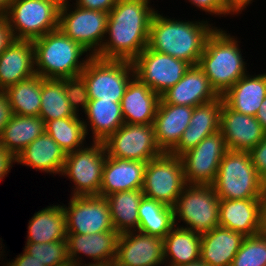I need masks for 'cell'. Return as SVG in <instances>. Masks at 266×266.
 Wrapping results in <instances>:
<instances>
[{"label": "cell", "mask_w": 266, "mask_h": 266, "mask_svg": "<svg viewBox=\"0 0 266 266\" xmlns=\"http://www.w3.org/2000/svg\"><path fill=\"white\" fill-rule=\"evenodd\" d=\"M152 2L118 0L109 12L106 36L95 57L132 62L148 46L150 23L157 11Z\"/></svg>", "instance_id": "1"}, {"label": "cell", "mask_w": 266, "mask_h": 266, "mask_svg": "<svg viewBox=\"0 0 266 266\" xmlns=\"http://www.w3.org/2000/svg\"><path fill=\"white\" fill-rule=\"evenodd\" d=\"M161 11L154 13L149 30L148 47L156 52L198 65L208 36L216 28L210 19L181 20ZM164 14V16H163Z\"/></svg>", "instance_id": "2"}, {"label": "cell", "mask_w": 266, "mask_h": 266, "mask_svg": "<svg viewBox=\"0 0 266 266\" xmlns=\"http://www.w3.org/2000/svg\"><path fill=\"white\" fill-rule=\"evenodd\" d=\"M227 32V29L220 26L214 29L206 40L198 63L219 96L249 73L248 63L245 62V56H242L241 40Z\"/></svg>", "instance_id": "3"}, {"label": "cell", "mask_w": 266, "mask_h": 266, "mask_svg": "<svg viewBox=\"0 0 266 266\" xmlns=\"http://www.w3.org/2000/svg\"><path fill=\"white\" fill-rule=\"evenodd\" d=\"M33 46L35 74L42 78L78 76L92 58L89 51L66 36L60 28L33 40Z\"/></svg>", "instance_id": "4"}, {"label": "cell", "mask_w": 266, "mask_h": 266, "mask_svg": "<svg viewBox=\"0 0 266 266\" xmlns=\"http://www.w3.org/2000/svg\"><path fill=\"white\" fill-rule=\"evenodd\" d=\"M212 186L219 199H266V182L252 164L249 152L228 150Z\"/></svg>", "instance_id": "5"}, {"label": "cell", "mask_w": 266, "mask_h": 266, "mask_svg": "<svg viewBox=\"0 0 266 266\" xmlns=\"http://www.w3.org/2000/svg\"><path fill=\"white\" fill-rule=\"evenodd\" d=\"M219 200L212 185L187 184L173 206L175 225L198 235L208 233L219 226Z\"/></svg>", "instance_id": "6"}, {"label": "cell", "mask_w": 266, "mask_h": 266, "mask_svg": "<svg viewBox=\"0 0 266 266\" xmlns=\"http://www.w3.org/2000/svg\"><path fill=\"white\" fill-rule=\"evenodd\" d=\"M106 158L103 142L95 141L67 154L60 176L70 179L73 184L71 197L99 196Z\"/></svg>", "instance_id": "7"}, {"label": "cell", "mask_w": 266, "mask_h": 266, "mask_svg": "<svg viewBox=\"0 0 266 266\" xmlns=\"http://www.w3.org/2000/svg\"><path fill=\"white\" fill-rule=\"evenodd\" d=\"M59 11L53 0H14L4 16L14 39L33 41L59 28Z\"/></svg>", "instance_id": "8"}, {"label": "cell", "mask_w": 266, "mask_h": 266, "mask_svg": "<svg viewBox=\"0 0 266 266\" xmlns=\"http://www.w3.org/2000/svg\"><path fill=\"white\" fill-rule=\"evenodd\" d=\"M80 75L86 83L89 99L121 103L135 70L128 60H105L92 56Z\"/></svg>", "instance_id": "9"}, {"label": "cell", "mask_w": 266, "mask_h": 266, "mask_svg": "<svg viewBox=\"0 0 266 266\" xmlns=\"http://www.w3.org/2000/svg\"><path fill=\"white\" fill-rule=\"evenodd\" d=\"M108 17L109 13L84 9L72 1L60 6L59 28L95 56L104 42Z\"/></svg>", "instance_id": "10"}, {"label": "cell", "mask_w": 266, "mask_h": 266, "mask_svg": "<svg viewBox=\"0 0 266 266\" xmlns=\"http://www.w3.org/2000/svg\"><path fill=\"white\" fill-rule=\"evenodd\" d=\"M186 185L180 157L163 153L146 163L142 188L144 197L173 207Z\"/></svg>", "instance_id": "11"}, {"label": "cell", "mask_w": 266, "mask_h": 266, "mask_svg": "<svg viewBox=\"0 0 266 266\" xmlns=\"http://www.w3.org/2000/svg\"><path fill=\"white\" fill-rule=\"evenodd\" d=\"M107 156L148 162L163 154L155 140L154 126L124 123L104 142Z\"/></svg>", "instance_id": "12"}, {"label": "cell", "mask_w": 266, "mask_h": 266, "mask_svg": "<svg viewBox=\"0 0 266 266\" xmlns=\"http://www.w3.org/2000/svg\"><path fill=\"white\" fill-rule=\"evenodd\" d=\"M132 63L135 76L159 96L173 87L191 66L183 60L156 52L148 46Z\"/></svg>", "instance_id": "13"}, {"label": "cell", "mask_w": 266, "mask_h": 266, "mask_svg": "<svg viewBox=\"0 0 266 266\" xmlns=\"http://www.w3.org/2000/svg\"><path fill=\"white\" fill-rule=\"evenodd\" d=\"M228 151L221 131L205 137L197 146L180 156L188 185H212L222 158Z\"/></svg>", "instance_id": "14"}, {"label": "cell", "mask_w": 266, "mask_h": 266, "mask_svg": "<svg viewBox=\"0 0 266 266\" xmlns=\"http://www.w3.org/2000/svg\"><path fill=\"white\" fill-rule=\"evenodd\" d=\"M68 205L62 203L66 215L67 234H94L115 231L109 204L101 196L71 197Z\"/></svg>", "instance_id": "15"}, {"label": "cell", "mask_w": 266, "mask_h": 266, "mask_svg": "<svg viewBox=\"0 0 266 266\" xmlns=\"http://www.w3.org/2000/svg\"><path fill=\"white\" fill-rule=\"evenodd\" d=\"M266 199H220L219 226L243 236L257 235L265 230Z\"/></svg>", "instance_id": "16"}, {"label": "cell", "mask_w": 266, "mask_h": 266, "mask_svg": "<svg viewBox=\"0 0 266 266\" xmlns=\"http://www.w3.org/2000/svg\"><path fill=\"white\" fill-rule=\"evenodd\" d=\"M119 235L117 231L99 232L93 235L67 234L68 258L71 266L86 264L88 259L91 262L87 264H114Z\"/></svg>", "instance_id": "17"}, {"label": "cell", "mask_w": 266, "mask_h": 266, "mask_svg": "<svg viewBox=\"0 0 266 266\" xmlns=\"http://www.w3.org/2000/svg\"><path fill=\"white\" fill-rule=\"evenodd\" d=\"M114 264L116 266H165L163 238L140 231L121 233Z\"/></svg>", "instance_id": "18"}, {"label": "cell", "mask_w": 266, "mask_h": 266, "mask_svg": "<svg viewBox=\"0 0 266 266\" xmlns=\"http://www.w3.org/2000/svg\"><path fill=\"white\" fill-rule=\"evenodd\" d=\"M220 131L228 150L242 152L251 151L266 134L254 116L239 113L224 101L220 114Z\"/></svg>", "instance_id": "19"}, {"label": "cell", "mask_w": 266, "mask_h": 266, "mask_svg": "<svg viewBox=\"0 0 266 266\" xmlns=\"http://www.w3.org/2000/svg\"><path fill=\"white\" fill-rule=\"evenodd\" d=\"M222 96L194 107L189 126L184 130L178 144L169 152L180 157L197 146L205 137L220 130Z\"/></svg>", "instance_id": "20"}, {"label": "cell", "mask_w": 266, "mask_h": 266, "mask_svg": "<svg viewBox=\"0 0 266 266\" xmlns=\"http://www.w3.org/2000/svg\"><path fill=\"white\" fill-rule=\"evenodd\" d=\"M218 97L202 69L193 65L173 87L160 96V99L168 104L196 107Z\"/></svg>", "instance_id": "21"}, {"label": "cell", "mask_w": 266, "mask_h": 266, "mask_svg": "<svg viewBox=\"0 0 266 266\" xmlns=\"http://www.w3.org/2000/svg\"><path fill=\"white\" fill-rule=\"evenodd\" d=\"M193 109L159 100L153 126L156 143L163 153H169L178 144L190 124Z\"/></svg>", "instance_id": "22"}, {"label": "cell", "mask_w": 266, "mask_h": 266, "mask_svg": "<svg viewBox=\"0 0 266 266\" xmlns=\"http://www.w3.org/2000/svg\"><path fill=\"white\" fill-rule=\"evenodd\" d=\"M35 74L32 40L14 39L0 54V90Z\"/></svg>", "instance_id": "23"}, {"label": "cell", "mask_w": 266, "mask_h": 266, "mask_svg": "<svg viewBox=\"0 0 266 266\" xmlns=\"http://www.w3.org/2000/svg\"><path fill=\"white\" fill-rule=\"evenodd\" d=\"M146 163L107 156L99 196L106 197L115 192L142 189Z\"/></svg>", "instance_id": "24"}, {"label": "cell", "mask_w": 266, "mask_h": 266, "mask_svg": "<svg viewBox=\"0 0 266 266\" xmlns=\"http://www.w3.org/2000/svg\"><path fill=\"white\" fill-rule=\"evenodd\" d=\"M66 156L65 151L44 132L17 155L16 164L54 177L61 175Z\"/></svg>", "instance_id": "25"}, {"label": "cell", "mask_w": 266, "mask_h": 266, "mask_svg": "<svg viewBox=\"0 0 266 266\" xmlns=\"http://www.w3.org/2000/svg\"><path fill=\"white\" fill-rule=\"evenodd\" d=\"M159 100L157 93L134 76L128 83L120 103L124 123L153 124Z\"/></svg>", "instance_id": "26"}, {"label": "cell", "mask_w": 266, "mask_h": 266, "mask_svg": "<svg viewBox=\"0 0 266 266\" xmlns=\"http://www.w3.org/2000/svg\"><path fill=\"white\" fill-rule=\"evenodd\" d=\"M83 115L86 135L95 142H104L124 124L121 104L113 101L90 99Z\"/></svg>", "instance_id": "27"}, {"label": "cell", "mask_w": 266, "mask_h": 266, "mask_svg": "<svg viewBox=\"0 0 266 266\" xmlns=\"http://www.w3.org/2000/svg\"><path fill=\"white\" fill-rule=\"evenodd\" d=\"M244 238L241 233L217 226L201 235L200 260L208 266H231Z\"/></svg>", "instance_id": "28"}, {"label": "cell", "mask_w": 266, "mask_h": 266, "mask_svg": "<svg viewBox=\"0 0 266 266\" xmlns=\"http://www.w3.org/2000/svg\"><path fill=\"white\" fill-rule=\"evenodd\" d=\"M265 97L266 71L254 75L249 72L222 95L224 102L231 109L254 117Z\"/></svg>", "instance_id": "29"}, {"label": "cell", "mask_w": 266, "mask_h": 266, "mask_svg": "<svg viewBox=\"0 0 266 266\" xmlns=\"http://www.w3.org/2000/svg\"><path fill=\"white\" fill-rule=\"evenodd\" d=\"M52 204L35 212L27 225L30 243H47L66 239V215L62 203Z\"/></svg>", "instance_id": "30"}, {"label": "cell", "mask_w": 266, "mask_h": 266, "mask_svg": "<svg viewBox=\"0 0 266 266\" xmlns=\"http://www.w3.org/2000/svg\"><path fill=\"white\" fill-rule=\"evenodd\" d=\"M201 235L174 226L163 238L165 266H180L200 260Z\"/></svg>", "instance_id": "31"}, {"label": "cell", "mask_w": 266, "mask_h": 266, "mask_svg": "<svg viewBox=\"0 0 266 266\" xmlns=\"http://www.w3.org/2000/svg\"><path fill=\"white\" fill-rule=\"evenodd\" d=\"M44 132L45 122L41 117L12 114L0 135V145L17 157Z\"/></svg>", "instance_id": "32"}, {"label": "cell", "mask_w": 266, "mask_h": 266, "mask_svg": "<svg viewBox=\"0 0 266 266\" xmlns=\"http://www.w3.org/2000/svg\"><path fill=\"white\" fill-rule=\"evenodd\" d=\"M143 197L142 189L115 192L105 197L113 226L119 234L138 231V208Z\"/></svg>", "instance_id": "33"}, {"label": "cell", "mask_w": 266, "mask_h": 266, "mask_svg": "<svg viewBox=\"0 0 266 266\" xmlns=\"http://www.w3.org/2000/svg\"><path fill=\"white\" fill-rule=\"evenodd\" d=\"M138 231L164 238L175 226L173 207L143 197L138 208Z\"/></svg>", "instance_id": "34"}, {"label": "cell", "mask_w": 266, "mask_h": 266, "mask_svg": "<svg viewBox=\"0 0 266 266\" xmlns=\"http://www.w3.org/2000/svg\"><path fill=\"white\" fill-rule=\"evenodd\" d=\"M77 115L64 91V79H47L41 77V105L39 117L44 122L65 117H82Z\"/></svg>", "instance_id": "35"}, {"label": "cell", "mask_w": 266, "mask_h": 266, "mask_svg": "<svg viewBox=\"0 0 266 266\" xmlns=\"http://www.w3.org/2000/svg\"><path fill=\"white\" fill-rule=\"evenodd\" d=\"M12 114L39 116L41 77L38 74L24 79L6 90Z\"/></svg>", "instance_id": "36"}, {"label": "cell", "mask_w": 266, "mask_h": 266, "mask_svg": "<svg viewBox=\"0 0 266 266\" xmlns=\"http://www.w3.org/2000/svg\"><path fill=\"white\" fill-rule=\"evenodd\" d=\"M82 117H65L45 122V132L66 154L84 147L88 142Z\"/></svg>", "instance_id": "37"}, {"label": "cell", "mask_w": 266, "mask_h": 266, "mask_svg": "<svg viewBox=\"0 0 266 266\" xmlns=\"http://www.w3.org/2000/svg\"><path fill=\"white\" fill-rule=\"evenodd\" d=\"M23 249L44 266H71L67 239L47 243L25 242Z\"/></svg>", "instance_id": "38"}, {"label": "cell", "mask_w": 266, "mask_h": 266, "mask_svg": "<svg viewBox=\"0 0 266 266\" xmlns=\"http://www.w3.org/2000/svg\"><path fill=\"white\" fill-rule=\"evenodd\" d=\"M231 266H266V230L243 239Z\"/></svg>", "instance_id": "39"}, {"label": "cell", "mask_w": 266, "mask_h": 266, "mask_svg": "<svg viewBox=\"0 0 266 266\" xmlns=\"http://www.w3.org/2000/svg\"><path fill=\"white\" fill-rule=\"evenodd\" d=\"M64 91L73 111L77 115L84 113L90 100L84 78L81 75L64 78Z\"/></svg>", "instance_id": "40"}, {"label": "cell", "mask_w": 266, "mask_h": 266, "mask_svg": "<svg viewBox=\"0 0 266 266\" xmlns=\"http://www.w3.org/2000/svg\"><path fill=\"white\" fill-rule=\"evenodd\" d=\"M186 2H190L191 5L196 7V9H200L199 11L202 13L205 12V15H215L214 17H234L235 15L228 9L225 5L224 0H185Z\"/></svg>", "instance_id": "41"}, {"label": "cell", "mask_w": 266, "mask_h": 266, "mask_svg": "<svg viewBox=\"0 0 266 266\" xmlns=\"http://www.w3.org/2000/svg\"><path fill=\"white\" fill-rule=\"evenodd\" d=\"M252 164L259 176L266 182V134L251 151H249Z\"/></svg>", "instance_id": "42"}, {"label": "cell", "mask_w": 266, "mask_h": 266, "mask_svg": "<svg viewBox=\"0 0 266 266\" xmlns=\"http://www.w3.org/2000/svg\"><path fill=\"white\" fill-rule=\"evenodd\" d=\"M75 5L89 10L104 11L109 13L118 0H72Z\"/></svg>", "instance_id": "43"}, {"label": "cell", "mask_w": 266, "mask_h": 266, "mask_svg": "<svg viewBox=\"0 0 266 266\" xmlns=\"http://www.w3.org/2000/svg\"><path fill=\"white\" fill-rule=\"evenodd\" d=\"M15 164L16 157L0 145V182L9 175Z\"/></svg>", "instance_id": "44"}, {"label": "cell", "mask_w": 266, "mask_h": 266, "mask_svg": "<svg viewBox=\"0 0 266 266\" xmlns=\"http://www.w3.org/2000/svg\"><path fill=\"white\" fill-rule=\"evenodd\" d=\"M12 116L8 95L5 90H0V135Z\"/></svg>", "instance_id": "45"}, {"label": "cell", "mask_w": 266, "mask_h": 266, "mask_svg": "<svg viewBox=\"0 0 266 266\" xmlns=\"http://www.w3.org/2000/svg\"><path fill=\"white\" fill-rule=\"evenodd\" d=\"M14 40L11 29L9 28L7 19L4 15H0V54Z\"/></svg>", "instance_id": "46"}, {"label": "cell", "mask_w": 266, "mask_h": 266, "mask_svg": "<svg viewBox=\"0 0 266 266\" xmlns=\"http://www.w3.org/2000/svg\"><path fill=\"white\" fill-rule=\"evenodd\" d=\"M11 260L10 262L14 266H44L43 263L34 259V257L28 254L24 249L21 254L16 255V257Z\"/></svg>", "instance_id": "47"}, {"label": "cell", "mask_w": 266, "mask_h": 266, "mask_svg": "<svg viewBox=\"0 0 266 266\" xmlns=\"http://www.w3.org/2000/svg\"><path fill=\"white\" fill-rule=\"evenodd\" d=\"M253 2L254 0H224L225 5L235 17L241 15Z\"/></svg>", "instance_id": "48"}, {"label": "cell", "mask_w": 266, "mask_h": 266, "mask_svg": "<svg viewBox=\"0 0 266 266\" xmlns=\"http://www.w3.org/2000/svg\"><path fill=\"white\" fill-rule=\"evenodd\" d=\"M255 118L260 122L263 130L266 132V97L264 98L261 106L259 107Z\"/></svg>", "instance_id": "49"}, {"label": "cell", "mask_w": 266, "mask_h": 266, "mask_svg": "<svg viewBox=\"0 0 266 266\" xmlns=\"http://www.w3.org/2000/svg\"><path fill=\"white\" fill-rule=\"evenodd\" d=\"M14 0H0V15H4Z\"/></svg>", "instance_id": "50"}, {"label": "cell", "mask_w": 266, "mask_h": 266, "mask_svg": "<svg viewBox=\"0 0 266 266\" xmlns=\"http://www.w3.org/2000/svg\"><path fill=\"white\" fill-rule=\"evenodd\" d=\"M3 243V240L2 238H0V260L2 259V261H4V257H7L8 255L5 253V245L2 244ZM3 248V249H2ZM2 250V251H1ZM5 253V254H4ZM6 255V256H5Z\"/></svg>", "instance_id": "51"}, {"label": "cell", "mask_w": 266, "mask_h": 266, "mask_svg": "<svg viewBox=\"0 0 266 266\" xmlns=\"http://www.w3.org/2000/svg\"><path fill=\"white\" fill-rule=\"evenodd\" d=\"M180 266H208L207 264L203 263L201 260L192 262V263H188V264H183Z\"/></svg>", "instance_id": "52"}, {"label": "cell", "mask_w": 266, "mask_h": 266, "mask_svg": "<svg viewBox=\"0 0 266 266\" xmlns=\"http://www.w3.org/2000/svg\"><path fill=\"white\" fill-rule=\"evenodd\" d=\"M53 1H55L60 6H63L65 4H68L69 2H72V0H53Z\"/></svg>", "instance_id": "53"}, {"label": "cell", "mask_w": 266, "mask_h": 266, "mask_svg": "<svg viewBox=\"0 0 266 266\" xmlns=\"http://www.w3.org/2000/svg\"><path fill=\"white\" fill-rule=\"evenodd\" d=\"M111 264H82L77 266H110Z\"/></svg>", "instance_id": "54"}, {"label": "cell", "mask_w": 266, "mask_h": 266, "mask_svg": "<svg viewBox=\"0 0 266 266\" xmlns=\"http://www.w3.org/2000/svg\"><path fill=\"white\" fill-rule=\"evenodd\" d=\"M6 261H7V262H5V261H4V262H2V261H1V262H0V264H2V263H3L4 265L2 264V266H14V265H13V264H12V263L9 261V259H8V260H6Z\"/></svg>", "instance_id": "55"}, {"label": "cell", "mask_w": 266, "mask_h": 266, "mask_svg": "<svg viewBox=\"0 0 266 266\" xmlns=\"http://www.w3.org/2000/svg\"><path fill=\"white\" fill-rule=\"evenodd\" d=\"M265 230H266V204H265Z\"/></svg>", "instance_id": "56"}]
</instances>
